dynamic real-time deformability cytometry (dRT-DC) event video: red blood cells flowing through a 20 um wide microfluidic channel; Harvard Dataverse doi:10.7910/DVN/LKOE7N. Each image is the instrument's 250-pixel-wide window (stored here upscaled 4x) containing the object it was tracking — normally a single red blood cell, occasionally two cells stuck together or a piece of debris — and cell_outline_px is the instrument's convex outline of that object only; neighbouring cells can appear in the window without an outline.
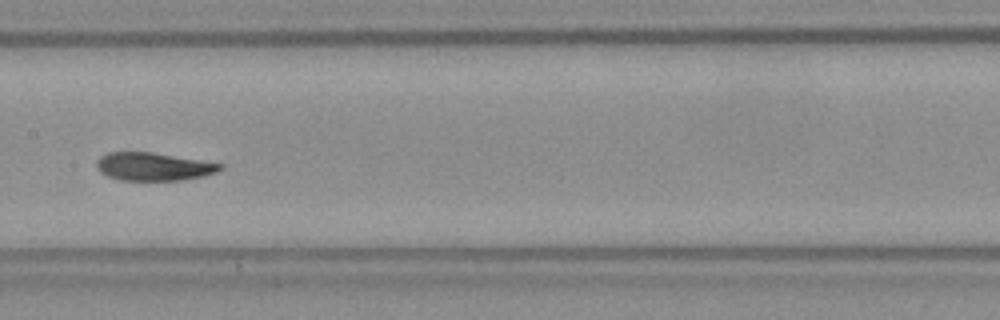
{"species": "Egyptian fruit bat (a non-hibernating species)", "species_latin": "Rousettus aegyptiacus", "temperature_condition": "room temperature", "stored_images_in_passage": 22, "camera_frame_rate_fps": 3000, "um_per_image_px": 0.085, "frame": {"image": 1, "passage_image": 19, "time_ms": 6.0, "image_size_px": [1000, 320], "cell_outline_px": [[224, 168], [216, 172], [204, 176], [180, 180], [120, 180], [108, 176], [100, 172], [96, 168], [96, 160], [100, 156], [108, 152], [152, 152], [224, 164]], "centroid_in_image_um": [13.03, 14.16], "position_along_channel_um": 194.4, "area_um2": 20.23}}